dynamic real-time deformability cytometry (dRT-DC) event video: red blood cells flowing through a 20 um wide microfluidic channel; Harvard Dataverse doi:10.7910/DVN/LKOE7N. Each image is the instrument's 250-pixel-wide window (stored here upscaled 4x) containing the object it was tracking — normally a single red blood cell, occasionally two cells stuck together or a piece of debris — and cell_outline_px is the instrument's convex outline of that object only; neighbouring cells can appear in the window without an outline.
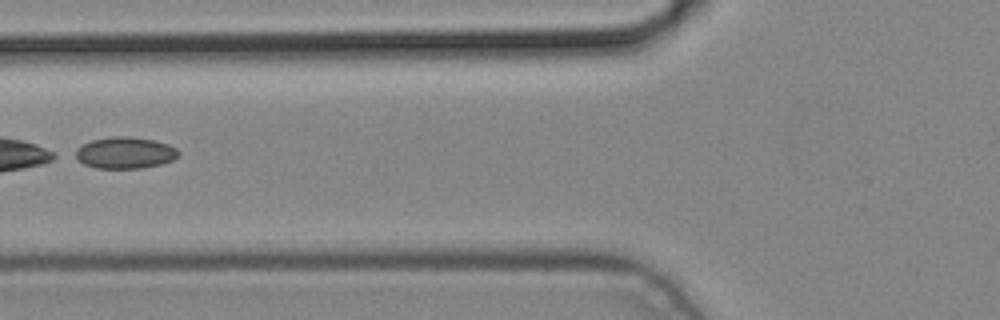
{"species": "common noctule bat (a hibernating species)", "species_latin": "Nyctalus noctula", "temperature_condition": "cold", "stored_images_in_passage": 5, "camera_frame_rate_fps": 3000, "um_per_image_px": 0.085, "animal": {"sex": "male", "body_mass_g": 19.2, "forearm_length_mm": 51.8}, "frame": {"image": 1, "passage_image": 4, "time_ms": 1.0, "image_size_px": [1000, 320], "cell_outline_px": [[180, 156], [172, 160], [160, 164], [140, 168], [96, 168], [84, 164], [72, 156], [68, 152], [80, 144], [92, 140], [112, 136], [128, 136], [156, 140], [168, 144], [176, 148], [180, 152]], "centroid_in_image_um": [10.54, 12.97], "position_along_channel_um": 115.3, "area_um2": 19.48}}
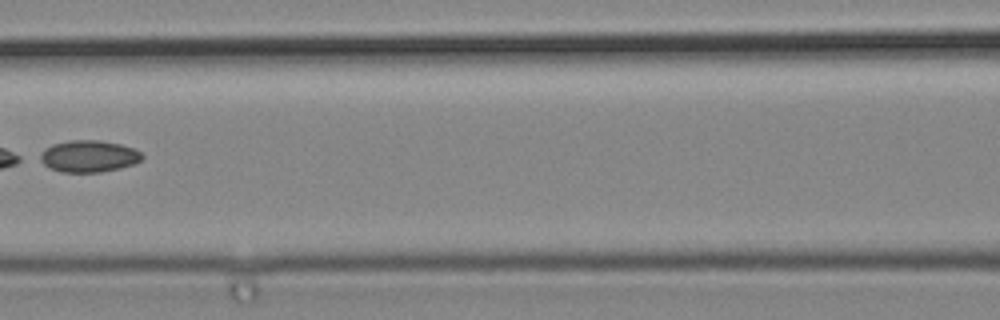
{"frame": {"image": 2, "passage_image": 5, "time_ms": 1.333, "image_size_px": [1000, 320], "cell_outline_px": [[144, 156], [136, 164], [120, 168], [100, 172], [60, 172], [48, 168], [36, 160], [32, 156], [44, 148], [52, 144], [68, 140], [100, 140], [120, 144], [132, 148], [140, 152]], "centroid_in_image_um": [7.42, 13.28], "position_along_channel_um": 159.2, "area_um2": 19.54}}